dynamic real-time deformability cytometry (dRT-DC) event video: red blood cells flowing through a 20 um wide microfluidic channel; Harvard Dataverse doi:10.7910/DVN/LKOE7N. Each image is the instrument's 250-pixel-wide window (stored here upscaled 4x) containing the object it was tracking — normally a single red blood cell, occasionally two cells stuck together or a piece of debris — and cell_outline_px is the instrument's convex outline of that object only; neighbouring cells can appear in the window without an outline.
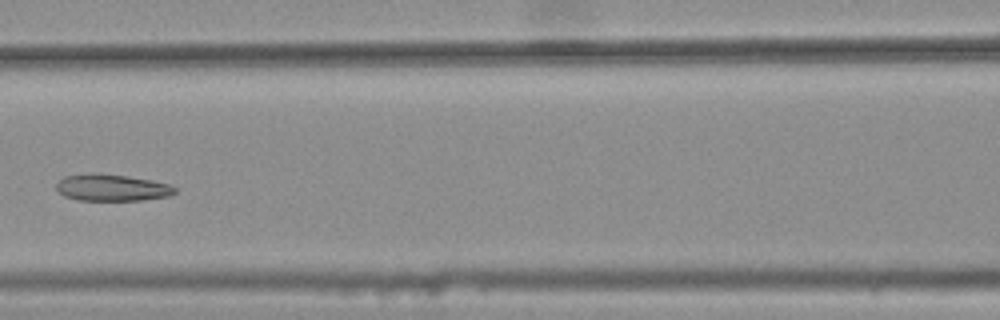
{"species": "common noctule bat (a hibernating species)", "species_latin": "Nyctalus noctula", "temperature_condition": "warm", "stored_images_in_passage": 7, "camera_frame_rate_fps": 3000, "um_per_image_px": 0.085, "animal": {"sex": "female", "body_mass_g": 25.1}, "frame": {"image": 1, "passage_image": 6, "time_ms": 1.667, "image_size_px": [1000, 320], "cell_outline_px": [[176, 192], [168, 196], [144, 200], [76, 200], [64, 196], [56, 188], [56, 184], [64, 176], [92, 172], [96, 172], [128, 176], [152, 180], [168, 184], [176, 188]], "centroid_in_image_um": [9.49, 15.94], "position_along_channel_um": 157.1, "area_um2": 18.61}}
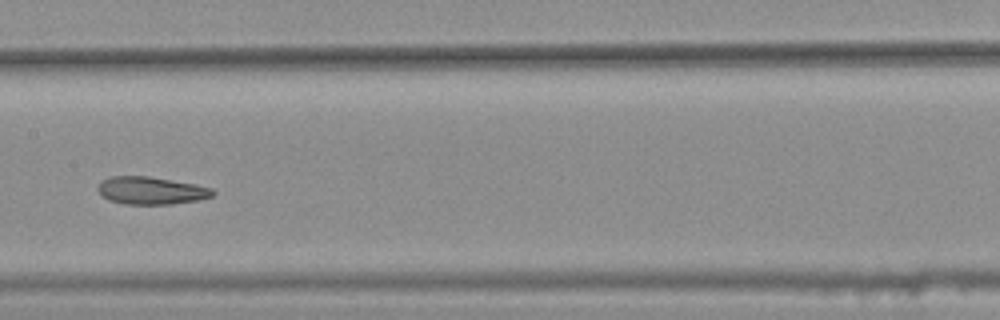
{"frame": {"image": 2, "passage_image": 7, "time_ms": 2.0, "image_size_px": [1000, 320], "cell_outline_px": [[216, 192], [212, 196], [200, 200], [172, 204], [124, 204], [108, 200], [100, 196], [96, 188], [100, 180], [108, 176], [148, 176], [192, 184], [212, 188]], "centroid_in_image_um": [12.77, 16.2], "position_along_channel_um": 194.6, "area_um2": 18.67}}